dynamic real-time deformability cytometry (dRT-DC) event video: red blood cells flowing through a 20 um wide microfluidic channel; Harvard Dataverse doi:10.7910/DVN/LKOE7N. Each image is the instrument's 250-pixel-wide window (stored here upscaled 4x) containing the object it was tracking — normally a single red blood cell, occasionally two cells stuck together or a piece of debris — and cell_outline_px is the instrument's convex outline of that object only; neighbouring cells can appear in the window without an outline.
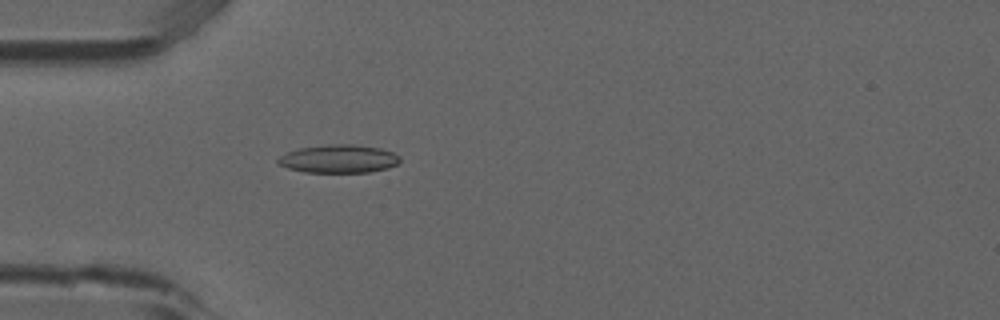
{"species": "common noctule bat (a hibernating species)", "species_latin": "Nyctalus noctula", "temperature_condition": "room temperature", "stored_images_in_passage": 5, "camera_frame_rate_fps": 3000, "um_per_image_px": 0.085, "animal": {"sex": "male", "forearm_length_mm": 52.5}, "frame": {"image": 1, "passage_image": 5, "time_ms": 1.333, "image_size_px": [1000, 320], "cell_outline_px": [[400, 160], [396, 164], [388, 168], [368, 172], [304, 172], [288, 168], [280, 164], [276, 160], [280, 156], [288, 152], [300, 148], [328, 144], [352, 144], [380, 148], [392, 152], [400, 156]], "centroid_in_image_um": [28.8, 13.5], "position_along_channel_um": 56.2, "area_um2": 19.88}}